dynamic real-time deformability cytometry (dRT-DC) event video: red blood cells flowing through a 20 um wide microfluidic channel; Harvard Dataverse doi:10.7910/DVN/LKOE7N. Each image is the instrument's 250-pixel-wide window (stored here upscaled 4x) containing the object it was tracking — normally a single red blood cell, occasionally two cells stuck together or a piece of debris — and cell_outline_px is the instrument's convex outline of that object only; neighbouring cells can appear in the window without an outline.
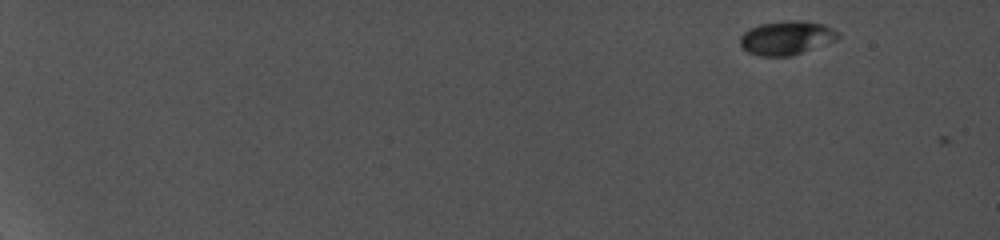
{"species": "common noctule bat (a hibernating species)", "species_latin": "Nyctalus noctula", "temperature_condition": "cold", "stored_images_in_passage": 3, "camera_frame_rate_fps": 5000, "um_per_image_px": 0.085, "animal": {"sex": "female", "body_mass_g": 19.0, "forearm_length_mm": 56.7}, "frame": {"image": 1, "passage_image": 1, "time_ms": 0.0, "image_size_px": [1000, 240], "cell_outline_px": [[840, 36], [836, 40], [792, 56], [760, 56], [748, 52], [740, 44], [740, 36], [748, 28], [760, 24], [784, 20], [804, 20], [824, 24], [840, 32]], "centroid_in_image_um": [66.86, 3.2], "position_along_channel_um": 18.1, "area_um2": 19.54}}